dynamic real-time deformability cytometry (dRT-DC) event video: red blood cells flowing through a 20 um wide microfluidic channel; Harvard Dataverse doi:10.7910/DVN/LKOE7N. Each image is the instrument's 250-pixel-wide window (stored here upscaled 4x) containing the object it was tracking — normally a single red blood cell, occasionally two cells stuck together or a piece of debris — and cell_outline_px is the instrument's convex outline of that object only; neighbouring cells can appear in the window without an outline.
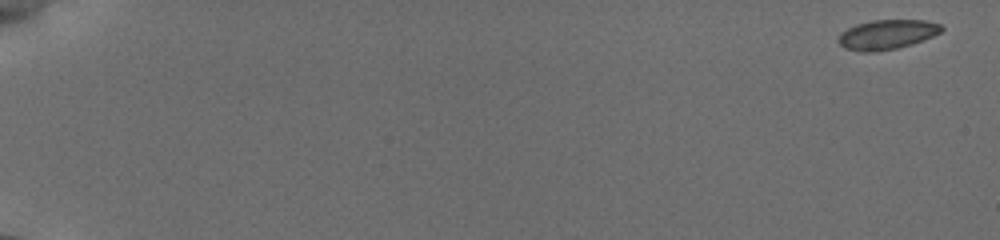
{"species": "common noctule bat (a hibernating species)", "species_latin": "Nyctalus noctula", "temperature_condition": "cold", "stored_images_in_passage": 58, "camera_frame_rate_fps": 3000, "um_per_image_px": 0.085, "animal": {"sex": "female", "body_mass_g": 19.5, "forearm_length_mm": 54.1}, "frame": {"image": 1, "passage_image": 1, "time_ms": 0.0, "image_size_px": [1000, 240], "cell_outline_px": [[944, 28], [940, 32], [932, 36], [912, 44], [896, 48], [872, 52], [864, 52], [844, 48], [836, 40], [840, 32], [856, 24], [872, 20], [924, 20], [940, 24]], "centroid_in_image_um": [75.35, 2.93], "position_along_channel_um": 9.6, "area_um2": 17.74}}
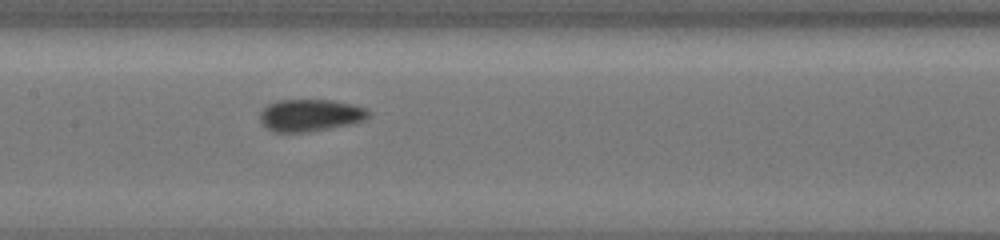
{"frame": {"image": 2, "passage_image": 34, "time_ms": 9.667, "image_size_px": [1000, 240], "cell_outline_px": [[372, 112], [364, 120], [348, 124], [300, 132], [276, 132], [268, 128], [260, 120], [260, 112], [268, 104], [276, 100], [332, 100], [352, 104], [368, 108]], "centroid_in_image_um": [26.38, 9.77], "position_along_channel_um": 181.0, "area_um2": 20.0}}
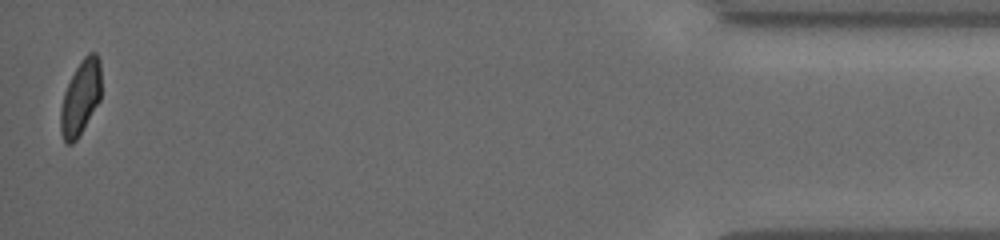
{"frame": {"image": 3, "passage_image": 57, "time_ms": 18.0, "image_size_px": [1000, 240], "cell_outline_px": [[100, 100], [76, 140], [72, 144], [68, 144], [64, 140], [60, 132], [60, 108], [64, 92], [76, 68], [84, 56], [88, 52], [96, 52], [100, 60]], "centroid_in_image_um": [6.84, 8.29], "position_along_channel_um": 428.4, "area_um2": 17.51}, "authors_computed_cell_mechanics": {"area_um2": 18.4671, "velocity_mm_per_s": 3.8345, "shape_relaxation_time_tau1_ms": 7.8191, "shape_relaxation_time_tau2_ms": null, "deformation_change_tau1": 0.1081, "deformation_change_tau2": null}}